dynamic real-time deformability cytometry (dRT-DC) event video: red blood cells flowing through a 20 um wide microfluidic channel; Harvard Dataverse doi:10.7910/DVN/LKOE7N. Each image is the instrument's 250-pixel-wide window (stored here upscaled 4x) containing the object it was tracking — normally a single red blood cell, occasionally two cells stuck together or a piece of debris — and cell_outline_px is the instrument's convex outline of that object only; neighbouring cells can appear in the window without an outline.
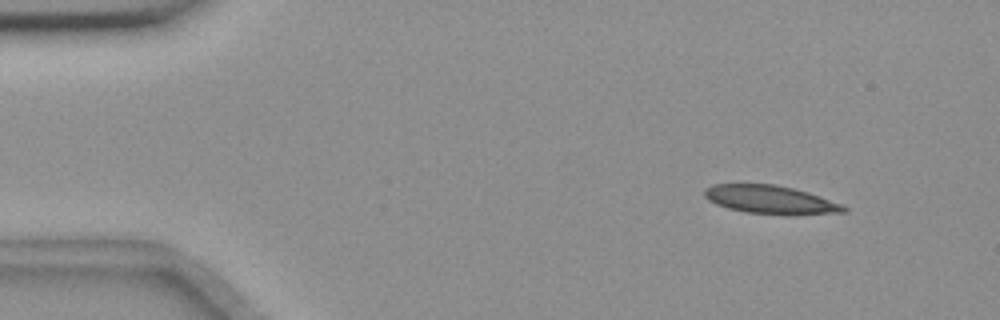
{"species": "common noctule bat (a hibernating species)", "species_latin": "Nyctalus noctula", "temperature_condition": "room temperature", "stored_images_in_passage": 3, "camera_frame_rate_fps": 3000, "um_per_image_px": 0.085, "animal": {"sex": "female", "body_mass_g": 18.4}, "frame": {"image": 1, "passage_image": 1, "time_ms": 0.0, "image_size_px": [1000, 320], "cell_outline_px": [[848, 212], [748, 212], [728, 208], [716, 204], [708, 200], [704, 196], [704, 188], [712, 184], [776, 184], [808, 192], [840, 204], [848, 208]], "centroid_in_image_um": [65.35, 16.91], "position_along_channel_um": 19.6, "area_um2": 21.79}}
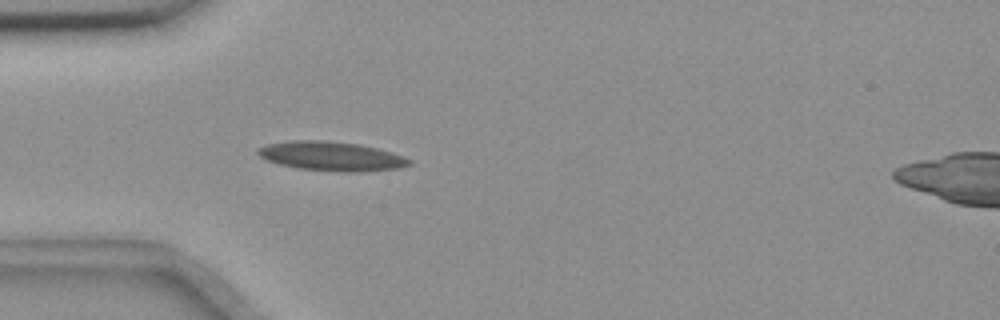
{"frame": {"image": 2, "passage_image": 3, "time_ms": 3.333, "image_size_px": [1000, 320], "cell_outline_px": [[412, 164], [400, 168], [348, 172], [344, 172], [296, 168], [280, 164], [268, 160], [260, 156], [256, 152], [256, 148], [268, 144], [292, 140], [324, 140], [356, 144], [376, 148], [392, 152], [412, 160]], "centroid_in_image_um": [28.15, 13.27], "position_along_channel_um": 56.8, "area_um2": 25.55}}